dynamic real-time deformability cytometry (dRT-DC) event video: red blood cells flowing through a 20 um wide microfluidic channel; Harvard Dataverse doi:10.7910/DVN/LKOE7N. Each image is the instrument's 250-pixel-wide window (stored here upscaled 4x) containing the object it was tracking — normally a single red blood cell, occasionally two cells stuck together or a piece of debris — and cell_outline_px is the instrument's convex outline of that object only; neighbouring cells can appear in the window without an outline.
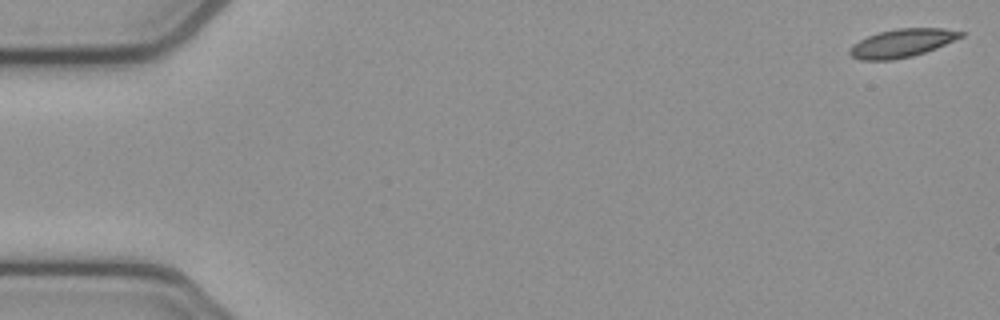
{"species": "common noctule bat (a hibernating species)", "species_latin": "Nyctalus noctula", "temperature_condition": "cold", "stored_images_in_passage": 5, "camera_frame_rate_fps": 3000, "um_per_image_px": 0.085, "animal": {"sex": "female", "body_mass_g": 21.9}, "frame": {"image": 1, "passage_image": 1, "time_ms": 0.0, "image_size_px": [1000, 320], "cell_outline_px": [[964, 36], [936, 48], [912, 56], [892, 60], [860, 60], [852, 56], [848, 52], [848, 48], [852, 44], [868, 36], [880, 32], [896, 28], [944, 28], [964, 32]], "centroid_in_image_um": [76.65, 3.66], "position_along_channel_um": 8.3, "area_um2": 18.26}}
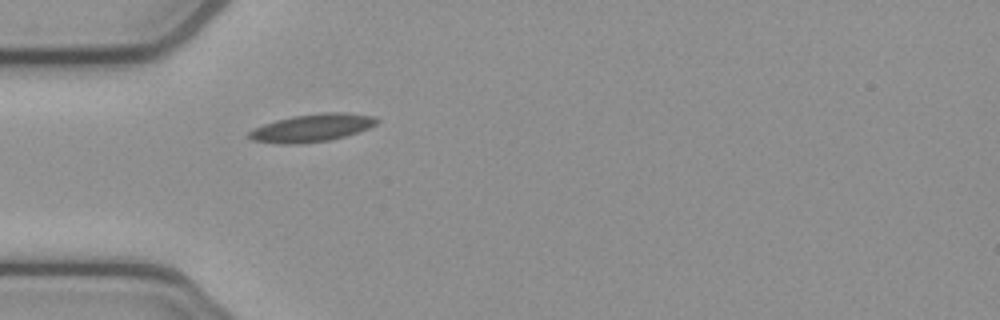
{"frame": {"image": 2, "passage_image": 5, "time_ms": 1.333, "image_size_px": [1000, 320], "cell_outline_px": [[380, 120], [376, 124], [368, 128], [332, 140], [300, 144], [276, 144], [252, 140], [244, 136], [252, 128], [276, 120], [292, 116], [324, 112], [344, 112], [376, 116]], "centroid_in_image_um": [26.47, 10.87], "position_along_channel_um": 58.5, "area_um2": 20.98}}